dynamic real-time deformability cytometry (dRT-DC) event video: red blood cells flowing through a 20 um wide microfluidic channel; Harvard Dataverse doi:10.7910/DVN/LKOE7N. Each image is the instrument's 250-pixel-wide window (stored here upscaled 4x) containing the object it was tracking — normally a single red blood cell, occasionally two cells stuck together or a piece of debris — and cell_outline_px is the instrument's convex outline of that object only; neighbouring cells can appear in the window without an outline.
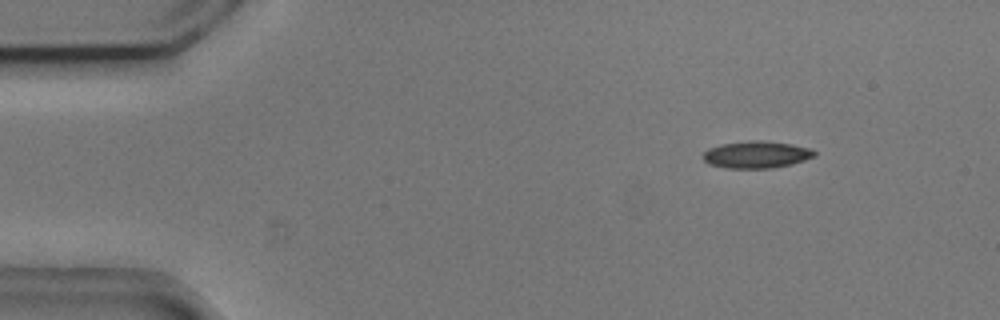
{"species": "common noctule bat (a hibernating species)", "species_latin": "Nyctalus noctula", "temperature_condition": "cold", "stored_images_in_passage": 5, "camera_frame_rate_fps": 3000, "um_per_image_px": 0.085, "animal": {"sex": "male", "body_mass_g": 20.5, "forearm_length_mm": 52.5}, "frame": {"image": 1, "passage_image": 1, "time_ms": 0.0, "image_size_px": [1000, 320], "cell_outline_px": [[816, 156], [792, 164], [772, 168], [728, 168], [708, 164], [700, 156], [708, 148], [720, 144], [752, 140], [756, 140], [792, 144], [812, 148], [816, 152]], "centroid_in_image_um": [64.29, 13.14], "position_along_channel_um": 20.7, "area_um2": 17.69}}